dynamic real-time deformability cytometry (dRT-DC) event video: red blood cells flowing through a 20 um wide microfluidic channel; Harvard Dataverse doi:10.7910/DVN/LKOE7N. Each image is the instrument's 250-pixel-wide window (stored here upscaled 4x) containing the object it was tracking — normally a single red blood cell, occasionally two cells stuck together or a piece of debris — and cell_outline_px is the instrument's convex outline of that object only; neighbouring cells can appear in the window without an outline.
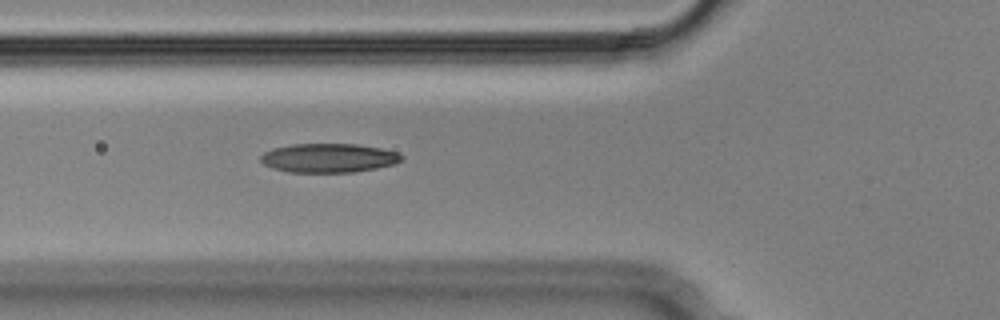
{"species": "Egyptian fruit bat (a non-hibernating species)", "species_latin": "Rousettus aegyptiacus", "temperature_condition": "cold", "stored_images_in_passage": 4, "camera_frame_rate_fps": 3000, "um_per_image_px": 0.085, "animal": {"sex": "male"}, "frame": {"image": 1, "passage_image": 4, "time_ms": 1.0, "image_size_px": [1000, 320], "cell_outline_px": [[404, 160], [396, 164], [376, 168], [352, 172], [288, 172], [272, 168], [264, 164], [260, 160], [260, 156], [264, 152], [272, 148], [292, 144], [356, 144], [380, 148], [400, 152], [404, 156]], "centroid_in_image_um": [27.97, 13.42], "position_along_channel_um": 97.8, "area_um2": 24.04}}